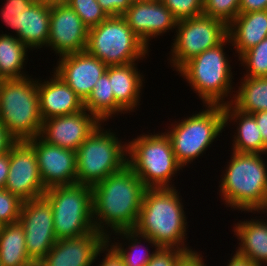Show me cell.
Wrapping results in <instances>:
<instances>
[{
  "mask_svg": "<svg viewBox=\"0 0 267 266\" xmlns=\"http://www.w3.org/2000/svg\"><path fill=\"white\" fill-rule=\"evenodd\" d=\"M26 252L24 228L20 222L0 226V265L32 266Z\"/></svg>",
  "mask_w": 267,
  "mask_h": 266,
  "instance_id": "cell-27",
  "label": "cell"
},
{
  "mask_svg": "<svg viewBox=\"0 0 267 266\" xmlns=\"http://www.w3.org/2000/svg\"><path fill=\"white\" fill-rule=\"evenodd\" d=\"M239 80L232 104L248 114L267 111V77L242 76Z\"/></svg>",
  "mask_w": 267,
  "mask_h": 266,
  "instance_id": "cell-30",
  "label": "cell"
},
{
  "mask_svg": "<svg viewBox=\"0 0 267 266\" xmlns=\"http://www.w3.org/2000/svg\"><path fill=\"white\" fill-rule=\"evenodd\" d=\"M240 13L267 10V0H240Z\"/></svg>",
  "mask_w": 267,
  "mask_h": 266,
  "instance_id": "cell-41",
  "label": "cell"
},
{
  "mask_svg": "<svg viewBox=\"0 0 267 266\" xmlns=\"http://www.w3.org/2000/svg\"><path fill=\"white\" fill-rule=\"evenodd\" d=\"M202 108L189 116L184 115L182 119L171 120L173 122L167 124L168 128L163 127L183 169L185 166L189 168L195 159L204 157L203 154H206L208 148L210 150L213 142L218 141L225 131L223 106L203 105Z\"/></svg>",
  "mask_w": 267,
  "mask_h": 266,
  "instance_id": "cell-5",
  "label": "cell"
},
{
  "mask_svg": "<svg viewBox=\"0 0 267 266\" xmlns=\"http://www.w3.org/2000/svg\"><path fill=\"white\" fill-rule=\"evenodd\" d=\"M262 213H263L264 215H265V213H266V216H267V207H266L265 210L262 211Z\"/></svg>",
  "mask_w": 267,
  "mask_h": 266,
  "instance_id": "cell-48",
  "label": "cell"
},
{
  "mask_svg": "<svg viewBox=\"0 0 267 266\" xmlns=\"http://www.w3.org/2000/svg\"><path fill=\"white\" fill-rule=\"evenodd\" d=\"M179 190L177 187L146 189L134 230L150 237L159 247L191 252L195 249L186 243L189 222L183 203L185 200Z\"/></svg>",
  "mask_w": 267,
  "mask_h": 266,
  "instance_id": "cell-2",
  "label": "cell"
},
{
  "mask_svg": "<svg viewBox=\"0 0 267 266\" xmlns=\"http://www.w3.org/2000/svg\"><path fill=\"white\" fill-rule=\"evenodd\" d=\"M240 0H203V15L223 21L227 26L240 13Z\"/></svg>",
  "mask_w": 267,
  "mask_h": 266,
  "instance_id": "cell-34",
  "label": "cell"
},
{
  "mask_svg": "<svg viewBox=\"0 0 267 266\" xmlns=\"http://www.w3.org/2000/svg\"><path fill=\"white\" fill-rule=\"evenodd\" d=\"M2 1V0H1ZM3 6L0 9V20L12 33H4L3 35L17 36L20 33L21 13L28 8L35 0H3ZM14 33V34H13Z\"/></svg>",
  "mask_w": 267,
  "mask_h": 266,
  "instance_id": "cell-33",
  "label": "cell"
},
{
  "mask_svg": "<svg viewBox=\"0 0 267 266\" xmlns=\"http://www.w3.org/2000/svg\"><path fill=\"white\" fill-rule=\"evenodd\" d=\"M101 9L109 16H122L131 6L129 0H97Z\"/></svg>",
  "mask_w": 267,
  "mask_h": 266,
  "instance_id": "cell-39",
  "label": "cell"
},
{
  "mask_svg": "<svg viewBox=\"0 0 267 266\" xmlns=\"http://www.w3.org/2000/svg\"><path fill=\"white\" fill-rule=\"evenodd\" d=\"M230 153L218 181L222 204L238 213L262 212L267 207V154Z\"/></svg>",
  "mask_w": 267,
  "mask_h": 266,
  "instance_id": "cell-3",
  "label": "cell"
},
{
  "mask_svg": "<svg viewBox=\"0 0 267 266\" xmlns=\"http://www.w3.org/2000/svg\"><path fill=\"white\" fill-rule=\"evenodd\" d=\"M225 129L231 130V149L239 153L267 154V146L263 143L260 129L252 114L238 110L232 103L223 106ZM235 125V126H234ZM233 139V140H232Z\"/></svg>",
  "mask_w": 267,
  "mask_h": 266,
  "instance_id": "cell-22",
  "label": "cell"
},
{
  "mask_svg": "<svg viewBox=\"0 0 267 266\" xmlns=\"http://www.w3.org/2000/svg\"><path fill=\"white\" fill-rule=\"evenodd\" d=\"M55 65L51 71L57 74L83 103L108 67L87 51L62 55Z\"/></svg>",
  "mask_w": 267,
  "mask_h": 266,
  "instance_id": "cell-16",
  "label": "cell"
},
{
  "mask_svg": "<svg viewBox=\"0 0 267 266\" xmlns=\"http://www.w3.org/2000/svg\"><path fill=\"white\" fill-rule=\"evenodd\" d=\"M10 165V150L0 155V189L5 188Z\"/></svg>",
  "mask_w": 267,
  "mask_h": 266,
  "instance_id": "cell-43",
  "label": "cell"
},
{
  "mask_svg": "<svg viewBox=\"0 0 267 266\" xmlns=\"http://www.w3.org/2000/svg\"><path fill=\"white\" fill-rule=\"evenodd\" d=\"M101 122L85 108L43 120L40 137L52 145L76 151Z\"/></svg>",
  "mask_w": 267,
  "mask_h": 266,
  "instance_id": "cell-18",
  "label": "cell"
},
{
  "mask_svg": "<svg viewBox=\"0 0 267 266\" xmlns=\"http://www.w3.org/2000/svg\"><path fill=\"white\" fill-rule=\"evenodd\" d=\"M38 1H42L47 4H63L66 3L68 0H38Z\"/></svg>",
  "mask_w": 267,
  "mask_h": 266,
  "instance_id": "cell-46",
  "label": "cell"
},
{
  "mask_svg": "<svg viewBox=\"0 0 267 266\" xmlns=\"http://www.w3.org/2000/svg\"><path fill=\"white\" fill-rule=\"evenodd\" d=\"M261 215L233 223V236L237 238L235 250L257 266H267V219L262 212H244ZM263 217V218H261ZM265 218V219H264Z\"/></svg>",
  "mask_w": 267,
  "mask_h": 266,
  "instance_id": "cell-23",
  "label": "cell"
},
{
  "mask_svg": "<svg viewBox=\"0 0 267 266\" xmlns=\"http://www.w3.org/2000/svg\"><path fill=\"white\" fill-rule=\"evenodd\" d=\"M239 61V65L241 64V67L243 66V70H245L244 73H240L241 76L267 77V38L244 52L238 58L237 62Z\"/></svg>",
  "mask_w": 267,
  "mask_h": 266,
  "instance_id": "cell-31",
  "label": "cell"
},
{
  "mask_svg": "<svg viewBox=\"0 0 267 266\" xmlns=\"http://www.w3.org/2000/svg\"><path fill=\"white\" fill-rule=\"evenodd\" d=\"M5 189L21 201L42 197L46 191L34 148L26 141H16L10 148V165Z\"/></svg>",
  "mask_w": 267,
  "mask_h": 266,
  "instance_id": "cell-13",
  "label": "cell"
},
{
  "mask_svg": "<svg viewBox=\"0 0 267 266\" xmlns=\"http://www.w3.org/2000/svg\"><path fill=\"white\" fill-rule=\"evenodd\" d=\"M30 50L16 37L0 33V75L3 79L30 76L26 71Z\"/></svg>",
  "mask_w": 267,
  "mask_h": 266,
  "instance_id": "cell-28",
  "label": "cell"
},
{
  "mask_svg": "<svg viewBox=\"0 0 267 266\" xmlns=\"http://www.w3.org/2000/svg\"><path fill=\"white\" fill-rule=\"evenodd\" d=\"M131 4L134 3H139V2H145V1H149V0H129Z\"/></svg>",
  "mask_w": 267,
  "mask_h": 266,
  "instance_id": "cell-47",
  "label": "cell"
},
{
  "mask_svg": "<svg viewBox=\"0 0 267 266\" xmlns=\"http://www.w3.org/2000/svg\"><path fill=\"white\" fill-rule=\"evenodd\" d=\"M0 122L17 141L40 136L43 119L36 76L0 83Z\"/></svg>",
  "mask_w": 267,
  "mask_h": 266,
  "instance_id": "cell-8",
  "label": "cell"
},
{
  "mask_svg": "<svg viewBox=\"0 0 267 266\" xmlns=\"http://www.w3.org/2000/svg\"><path fill=\"white\" fill-rule=\"evenodd\" d=\"M204 253L202 251H196L193 250L191 252H188L178 263V266H208L207 265V259H205L207 256H203ZM206 262V263H205Z\"/></svg>",
  "mask_w": 267,
  "mask_h": 266,
  "instance_id": "cell-40",
  "label": "cell"
},
{
  "mask_svg": "<svg viewBox=\"0 0 267 266\" xmlns=\"http://www.w3.org/2000/svg\"><path fill=\"white\" fill-rule=\"evenodd\" d=\"M50 9L51 4L35 0L21 13L20 33L16 37L32 52L41 48L43 51L47 46Z\"/></svg>",
  "mask_w": 267,
  "mask_h": 266,
  "instance_id": "cell-25",
  "label": "cell"
},
{
  "mask_svg": "<svg viewBox=\"0 0 267 266\" xmlns=\"http://www.w3.org/2000/svg\"><path fill=\"white\" fill-rule=\"evenodd\" d=\"M106 240L121 255L125 266H146L159 247L150 237L138 234L134 229L114 232Z\"/></svg>",
  "mask_w": 267,
  "mask_h": 266,
  "instance_id": "cell-26",
  "label": "cell"
},
{
  "mask_svg": "<svg viewBox=\"0 0 267 266\" xmlns=\"http://www.w3.org/2000/svg\"><path fill=\"white\" fill-rule=\"evenodd\" d=\"M150 131L128 140V165L147 189L174 188L177 186L174 180L183 172V167L178 163L166 133L154 130L152 134Z\"/></svg>",
  "mask_w": 267,
  "mask_h": 266,
  "instance_id": "cell-6",
  "label": "cell"
},
{
  "mask_svg": "<svg viewBox=\"0 0 267 266\" xmlns=\"http://www.w3.org/2000/svg\"><path fill=\"white\" fill-rule=\"evenodd\" d=\"M137 66L138 62H134L121 66H108L106 69L115 102L130 115L141 108L140 101L145 87V76Z\"/></svg>",
  "mask_w": 267,
  "mask_h": 266,
  "instance_id": "cell-21",
  "label": "cell"
},
{
  "mask_svg": "<svg viewBox=\"0 0 267 266\" xmlns=\"http://www.w3.org/2000/svg\"><path fill=\"white\" fill-rule=\"evenodd\" d=\"M234 251H232L231 256L229 257L230 259H228V261L225 262L226 266H257L253 261L248 259L246 256L239 254L236 250Z\"/></svg>",
  "mask_w": 267,
  "mask_h": 266,
  "instance_id": "cell-45",
  "label": "cell"
},
{
  "mask_svg": "<svg viewBox=\"0 0 267 266\" xmlns=\"http://www.w3.org/2000/svg\"><path fill=\"white\" fill-rule=\"evenodd\" d=\"M227 37L228 26L213 17L202 14L178 20L167 57L168 63L173 71H177L189 59L216 47Z\"/></svg>",
  "mask_w": 267,
  "mask_h": 266,
  "instance_id": "cell-11",
  "label": "cell"
},
{
  "mask_svg": "<svg viewBox=\"0 0 267 266\" xmlns=\"http://www.w3.org/2000/svg\"><path fill=\"white\" fill-rule=\"evenodd\" d=\"M106 237L96 230L77 238L57 240L39 266H94ZM99 257V258H98Z\"/></svg>",
  "mask_w": 267,
  "mask_h": 266,
  "instance_id": "cell-19",
  "label": "cell"
},
{
  "mask_svg": "<svg viewBox=\"0 0 267 266\" xmlns=\"http://www.w3.org/2000/svg\"><path fill=\"white\" fill-rule=\"evenodd\" d=\"M86 51L106 66H121L140 63L143 59L145 61L151 49L132 31L122 16H109L98 26L89 29Z\"/></svg>",
  "mask_w": 267,
  "mask_h": 266,
  "instance_id": "cell-9",
  "label": "cell"
},
{
  "mask_svg": "<svg viewBox=\"0 0 267 266\" xmlns=\"http://www.w3.org/2000/svg\"><path fill=\"white\" fill-rule=\"evenodd\" d=\"M147 188L127 164L92 186V216L97 232L105 237L134 229Z\"/></svg>",
  "mask_w": 267,
  "mask_h": 266,
  "instance_id": "cell-1",
  "label": "cell"
},
{
  "mask_svg": "<svg viewBox=\"0 0 267 266\" xmlns=\"http://www.w3.org/2000/svg\"><path fill=\"white\" fill-rule=\"evenodd\" d=\"M177 20L203 14V0H161Z\"/></svg>",
  "mask_w": 267,
  "mask_h": 266,
  "instance_id": "cell-36",
  "label": "cell"
},
{
  "mask_svg": "<svg viewBox=\"0 0 267 266\" xmlns=\"http://www.w3.org/2000/svg\"><path fill=\"white\" fill-rule=\"evenodd\" d=\"M49 78H37L40 113L43 120L77 113L84 109L83 101L53 71ZM43 79V80H42Z\"/></svg>",
  "mask_w": 267,
  "mask_h": 266,
  "instance_id": "cell-20",
  "label": "cell"
},
{
  "mask_svg": "<svg viewBox=\"0 0 267 266\" xmlns=\"http://www.w3.org/2000/svg\"><path fill=\"white\" fill-rule=\"evenodd\" d=\"M4 79L1 77V75H0V83L3 81Z\"/></svg>",
  "mask_w": 267,
  "mask_h": 266,
  "instance_id": "cell-49",
  "label": "cell"
},
{
  "mask_svg": "<svg viewBox=\"0 0 267 266\" xmlns=\"http://www.w3.org/2000/svg\"><path fill=\"white\" fill-rule=\"evenodd\" d=\"M228 37L235 51L234 57L239 58L267 38V10L239 13L228 25Z\"/></svg>",
  "mask_w": 267,
  "mask_h": 266,
  "instance_id": "cell-24",
  "label": "cell"
},
{
  "mask_svg": "<svg viewBox=\"0 0 267 266\" xmlns=\"http://www.w3.org/2000/svg\"><path fill=\"white\" fill-rule=\"evenodd\" d=\"M227 47L233 52L229 37L216 47L192 57L176 71L201 99V105L224 106L234 99L236 84L233 75L237 73L232 70V57L226 54Z\"/></svg>",
  "mask_w": 267,
  "mask_h": 266,
  "instance_id": "cell-4",
  "label": "cell"
},
{
  "mask_svg": "<svg viewBox=\"0 0 267 266\" xmlns=\"http://www.w3.org/2000/svg\"><path fill=\"white\" fill-rule=\"evenodd\" d=\"M122 17L149 49L153 39L175 32L178 21L161 0L131 4Z\"/></svg>",
  "mask_w": 267,
  "mask_h": 266,
  "instance_id": "cell-17",
  "label": "cell"
},
{
  "mask_svg": "<svg viewBox=\"0 0 267 266\" xmlns=\"http://www.w3.org/2000/svg\"><path fill=\"white\" fill-rule=\"evenodd\" d=\"M66 4L74 10L89 29L98 26L108 17L97 0H68Z\"/></svg>",
  "mask_w": 267,
  "mask_h": 266,
  "instance_id": "cell-32",
  "label": "cell"
},
{
  "mask_svg": "<svg viewBox=\"0 0 267 266\" xmlns=\"http://www.w3.org/2000/svg\"><path fill=\"white\" fill-rule=\"evenodd\" d=\"M51 204L57 240L77 238L95 231L92 216V186L61 185L43 195Z\"/></svg>",
  "mask_w": 267,
  "mask_h": 266,
  "instance_id": "cell-10",
  "label": "cell"
},
{
  "mask_svg": "<svg viewBox=\"0 0 267 266\" xmlns=\"http://www.w3.org/2000/svg\"><path fill=\"white\" fill-rule=\"evenodd\" d=\"M102 259H100L99 264L94 263V266H125L121 255L118 251L107 241L98 248Z\"/></svg>",
  "mask_w": 267,
  "mask_h": 266,
  "instance_id": "cell-38",
  "label": "cell"
},
{
  "mask_svg": "<svg viewBox=\"0 0 267 266\" xmlns=\"http://www.w3.org/2000/svg\"><path fill=\"white\" fill-rule=\"evenodd\" d=\"M26 141L34 148L46 188L76 184V151L47 143L40 136Z\"/></svg>",
  "mask_w": 267,
  "mask_h": 266,
  "instance_id": "cell-15",
  "label": "cell"
},
{
  "mask_svg": "<svg viewBox=\"0 0 267 266\" xmlns=\"http://www.w3.org/2000/svg\"><path fill=\"white\" fill-rule=\"evenodd\" d=\"M16 141L8 132L7 128L0 122V155L9 152L11 146Z\"/></svg>",
  "mask_w": 267,
  "mask_h": 266,
  "instance_id": "cell-42",
  "label": "cell"
},
{
  "mask_svg": "<svg viewBox=\"0 0 267 266\" xmlns=\"http://www.w3.org/2000/svg\"><path fill=\"white\" fill-rule=\"evenodd\" d=\"M257 122L262 136L263 143L267 146V111L252 113Z\"/></svg>",
  "mask_w": 267,
  "mask_h": 266,
  "instance_id": "cell-44",
  "label": "cell"
},
{
  "mask_svg": "<svg viewBox=\"0 0 267 266\" xmlns=\"http://www.w3.org/2000/svg\"><path fill=\"white\" fill-rule=\"evenodd\" d=\"M23 201L8 192L0 189V226L19 221Z\"/></svg>",
  "mask_w": 267,
  "mask_h": 266,
  "instance_id": "cell-35",
  "label": "cell"
},
{
  "mask_svg": "<svg viewBox=\"0 0 267 266\" xmlns=\"http://www.w3.org/2000/svg\"><path fill=\"white\" fill-rule=\"evenodd\" d=\"M89 28L66 3L51 4L47 48L58 57L86 51Z\"/></svg>",
  "mask_w": 267,
  "mask_h": 266,
  "instance_id": "cell-14",
  "label": "cell"
},
{
  "mask_svg": "<svg viewBox=\"0 0 267 266\" xmlns=\"http://www.w3.org/2000/svg\"><path fill=\"white\" fill-rule=\"evenodd\" d=\"M19 222L24 228L26 252L38 264L57 241L50 202L44 196L23 202Z\"/></svg>",
  "mask_w": 267,
  "mask_h": 266,
  "instance_id": "cell-12",
  "label": "cell"
},
{
  "mask_svg": "<svg viewBox=\"0 0 267 266\" xmlns=\"http://www.w3.org/2000/svg\"><path fill=\"white\" fill-rule=\"evenodd\" d=\"M188 252L175 247H158L146 266H178Z\"/></svg>",
  "mask_w": 267,
  "mask_h": 266,
  "instance_id": "cell-37",
  "label": "cell"
},
{
  "mask_svg": "<svg viewBox=\"0 0 267 266\" xmlns=\"http://www.w3.org/2000/svg\"><path fill=\"white\" fill-rule=\"evenodd\" d=\"M84 108L101 123H107L109 119L112 121V119H116L114 117L118 118L122 114L123 116L127 114L115 102L114 93L111 89V80H109V75L106 72L95 83L92 93L84 102Z\"/></svg>",
  "mask_w": 267,
  "mask_h": 266,
  "instance_id": "cell-29",
  "label": "cell"
},
{
  "mask_svg": "<svg viewBox=\"0 0 267 266\" xmlns=\"http://www.w3.org/2000/svg\"><path fill=\"white\" fill-rule=\"evenodd\" d=\"M107 124L100 123L76 150L77 184L93 186L128 164V140Z\"/></svg>",
  "mask_w": 267,
  "mask_h": 266,
  "instance_id": "cell-7",
  "label": "cell"
}]
</instances>
